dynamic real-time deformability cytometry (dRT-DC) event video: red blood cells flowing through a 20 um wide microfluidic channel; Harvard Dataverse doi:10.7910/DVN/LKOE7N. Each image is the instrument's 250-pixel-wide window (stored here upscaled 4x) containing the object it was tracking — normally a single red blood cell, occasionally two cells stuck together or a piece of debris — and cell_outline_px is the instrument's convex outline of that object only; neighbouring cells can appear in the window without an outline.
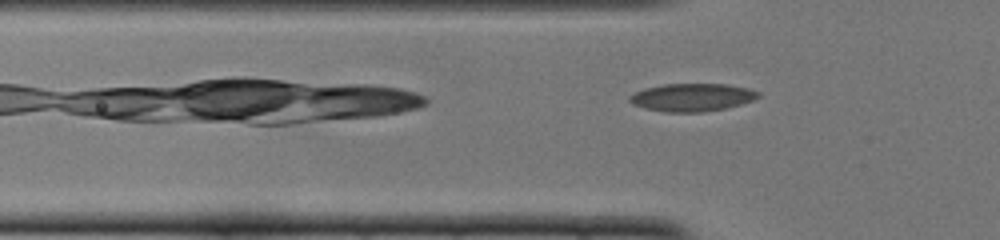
{"species": "common noctule bat (a hibernating species)", "species_latin": "Nyctalus noctula", "temperature_condition": "cold", "stored_images_in_passage": 7, "camera_frame_rate_fps": 3000, "um_per_image_px": 0.085, "animal": {"sex": "female", "body_mass_g": 22.0, "forearm_length_mm": 56.7}, "frame": {"image": 1, "passage_image": 7, "time_ms": 2.0, "image_size_px": [1000, 240], "cell_outline_px": [[760, 96], [752, 100], [728, 108], [700, 112], [664, 112], [644, 108], [632, 104], [628, 100], [628, 96], [644, 88], [664, 84], [724, 84], [748, 88], [760, 92]], "centroid_in_image_um": [58.8, 8.28], "position_along_channel_um": 67.0, "area_um2": 20.92}}